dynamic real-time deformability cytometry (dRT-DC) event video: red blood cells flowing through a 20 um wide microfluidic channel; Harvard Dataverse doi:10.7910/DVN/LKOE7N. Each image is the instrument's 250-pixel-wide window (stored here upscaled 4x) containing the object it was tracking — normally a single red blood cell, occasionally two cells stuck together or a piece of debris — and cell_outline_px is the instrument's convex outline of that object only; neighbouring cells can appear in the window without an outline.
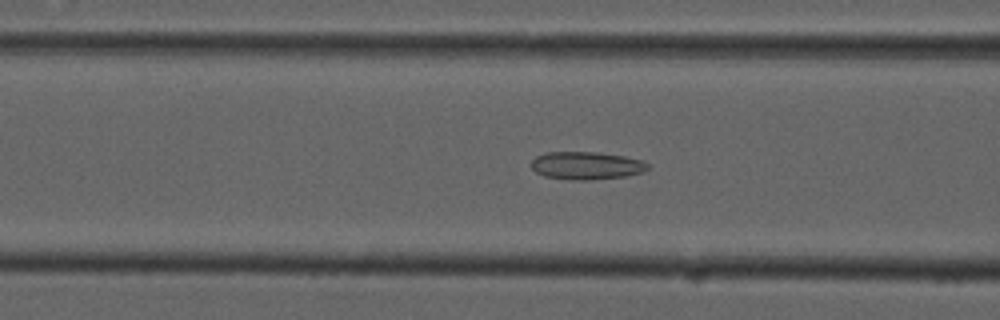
{"species": "common noctule bat (a hibernating species)", "species_latin": "Nyctalus noctula", "temperature_condition": "cold", "stored_images_in_passage": 49, "camera_frame_rate_fps": 3000, "um_per_image_px": 0.085, "animal": {"sex": "male", "forearm_length_mm": 52.5}, "frame": {"image": 1, "passage_image": 21, "time_ms": 6.667, "image_size_px": [1000, 320], "cell_outline_px": [[648, 168], [640, 172], [624, 176], [592, 180], [572, 180], [544, 176], [536, 172], [532, 168], [532, 160], [536, 156], [544, 152], [596, 152], [624, 156], [640, 160], [648, 164]], "centroid_in_image_um": [49.79, 14.07], "position_along_channel_um": 116.8, "area_um2": 18.73}}
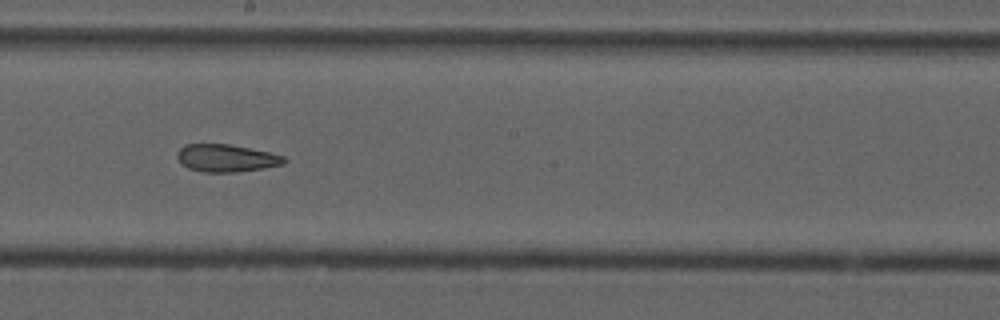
{"frame": {"image": 2, "passage_image": 30, "time_ms": 9.667, "image_size_px": [1000, 320], "cell_outline_px": [[288, 160], [284, 164], [236, 172], [204, 172], [188, 168], [180, 164], [176, 156], [180, 148], [184, 144], [228, 144], [268, 152], [284, 156]], "centroid_in_image_um": [19.2, 13.44], "position_along_channel_um": 229.0, "area_um2": 17.05}}
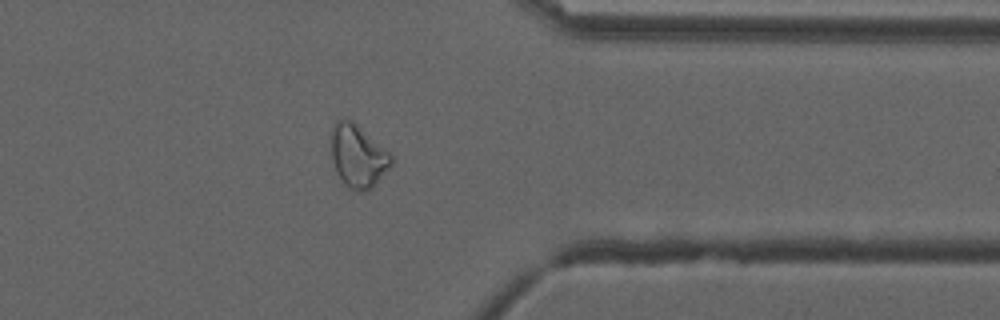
{"frame": {"image": 3, "passage_image": 43, "time_ms": 14.0, "image_size_px": [1000, 320], "cell_outline_px": [[392, 164], [372, 188], [364, 192], [360, 192], [348, 188], [344, 184], [336, 172], [332, 160], [332, 124], [336, 120], [352, 120], [388, 152], [392, 156]], "centroid_in_image_um": [30.41, 13.29], "position_along_channel_um": 381.0, "area_um2": 21.68}, "authors_computed_cell_mechanics": {"area_um2": 20.519, "velocity_mm_per_s": 3.7352, "shape_relaxation_time_tau1_ms": null, "shape_relaxation_time_tau2_ms": 3.216, "deformation_change_tau1": null, "deformation_change_tau2": 0.115}}